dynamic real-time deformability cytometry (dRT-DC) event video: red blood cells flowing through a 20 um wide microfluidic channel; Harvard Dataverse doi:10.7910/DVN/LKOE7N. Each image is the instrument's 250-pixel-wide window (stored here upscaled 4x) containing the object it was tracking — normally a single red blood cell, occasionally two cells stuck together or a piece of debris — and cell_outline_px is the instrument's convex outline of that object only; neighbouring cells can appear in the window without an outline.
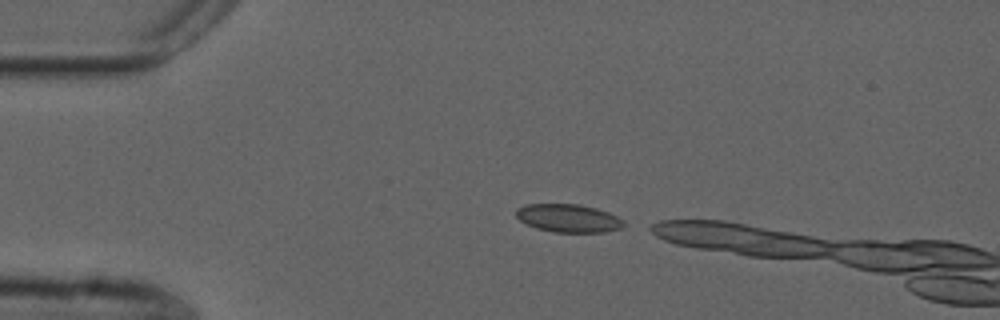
{"species": "common noctule bat (a hibernating species)", "species_latin": "Nyctalus noctula", "temperature_condition": "cold", "stored_images_in_passage": 3, "camera_frame_rate_fps": 3000, "um_per_image_px": 0.085, "animal": {"sex": "male", "forearm_length_mm": 52.5}, "frame": {"image": 1, "passage_image": 1, "time_ms": 0.0, "image_size_px": [1000, 320], "cell_outline_px": [[624, 224], [620, 228], [604, 232], [552, 232], [536, 228], [520, 220], [516, 216], [516, 208], [524, 204], [580, 204], [596, 208], [608, 212], [624, 220]], "centroid_in_image_um": [48.29, 18.54], "position_along_channel_um": 36.7, "area_um2": 17.63}}